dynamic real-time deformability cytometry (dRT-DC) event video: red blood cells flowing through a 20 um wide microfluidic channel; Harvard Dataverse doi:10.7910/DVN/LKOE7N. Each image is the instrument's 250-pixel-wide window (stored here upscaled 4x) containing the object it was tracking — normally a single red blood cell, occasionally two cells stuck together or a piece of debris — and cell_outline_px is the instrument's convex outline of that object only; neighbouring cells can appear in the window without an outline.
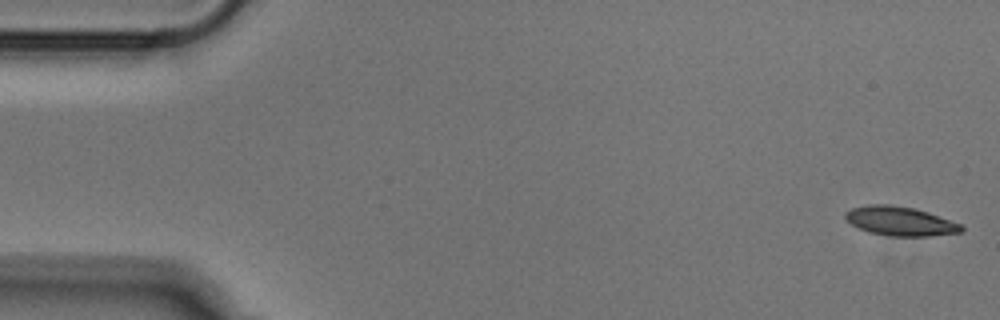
{"species": "Egyptian fruit bat (a non-hibernating species)", "species_latin": "Rousettus aegyptiacus", "temperature_condition": "cold", "stored_images_in_passage": 51, "camera_frame_rate_fps": 3000, "um_per_image_px": 0.085, "animal": {"sex": "male"}, "frame": {"image": 1, "passage_image": 1, "time_ms": 0.0, "image_size_px": [1000, 320], "cell_outline_px": [[964, 228], [960, 232], [932, 236], [888, 236], [868, 232], [852, 224], [844, 216], [844, 212], [852, 208], [868, 204], [888, 204], [916, 208], [928, 212], [960, 224]], "centroid_in_image_um": [76.49, 18.79], "position_along_channel_um": 8.5, "area_um2": 19.65}}
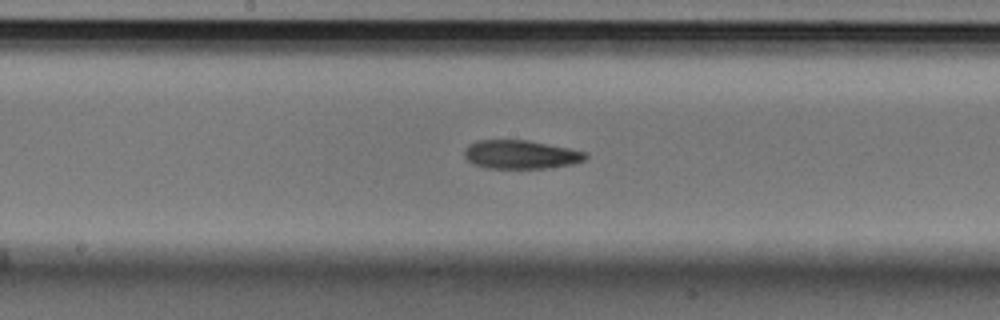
{"frame": {"image": 2, "passage_image": 26, "time_ms": 8.333, "image_size_px": [1000, 320], "cell_outline_px": [[588, 156], [584, 160], [572, 164], [548, 168], [484, 168], [472, 164], [464, 156], [464, 152], [468, 144], [476, 140], [528, 140], [588, 152]], "centroid_in_image_um": [44.25, 13.13], "position_along_channel_um": 204.0, "area_um2": 20.35}}
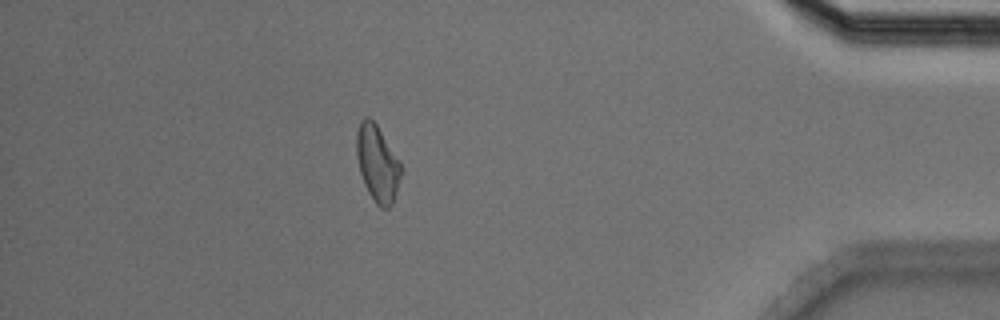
{"frame": {"image": 3, "passage_image": 45, "time_ms": 14.667, "image_size_px": [1000, 320], "cell_outline_px": [[404, 172], [392, 204], [388, 208], [380, 208], [376, 204], [368, 192], [364, 184], [360, 172], [356, 152], [356, 132], [360, 120], [364, 116], [368, 116], [376, 124], [400, 160], [404, 168]], "centroid_in_image_um": [32.11, 13.89], "position_along_channel_um": 403.1, "area_um2": 20.23}}